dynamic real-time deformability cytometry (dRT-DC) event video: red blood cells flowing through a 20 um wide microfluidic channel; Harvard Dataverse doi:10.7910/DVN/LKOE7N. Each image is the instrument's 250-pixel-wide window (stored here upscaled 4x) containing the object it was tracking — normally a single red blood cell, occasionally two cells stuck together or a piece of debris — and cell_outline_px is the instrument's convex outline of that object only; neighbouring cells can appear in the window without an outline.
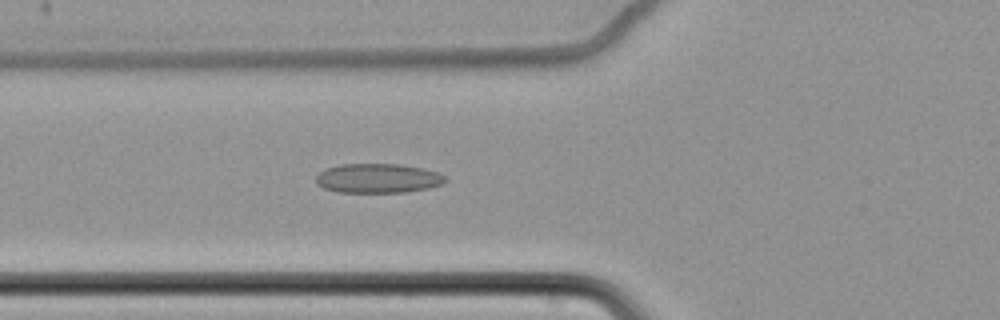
{"species": "common noctule bat (a hibernating species)", "species_latin": "Nyctalus noctula", "temperature_condition": "cold", "stored_images_in_passage": 63, "camera_frame_rate_fps": 3000, "um_per_image_px": 0.085, "animal": {"sex": "female", "body_mass_g": 22.7, "forearm_length_mm": 54.2}, "frame": {"image": 1, "passage_image": 26, "time_ms": 8.333, "image_size_px": [1000, 320], "cell_outline_px": [[448, 180], [444, 184], [428, 188], [404, 192], [336, 192], [324, 188], [316, 184], [316, 176], [320, 172], [328, 168], [340, 164], [400, 164], [420, 168], [436, 172], [444, 176]], "centroid_in_image_um": [32.11, 15.16], "position_along_channel_um": 93.7, "area_um2": 22.08}}
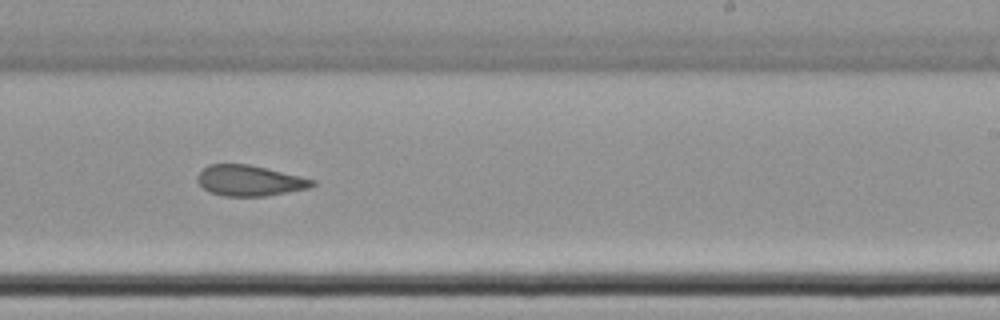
{"frame": {"image": 2, "passage_image": 41, "time_ms": 13.333, "image_size_px": [1000, 320], "cell_outline_px": [[316, 184], [312, 188], [264, 196], [224, 196], [208, 192], [196, 180], [196, 176], [208, 164], [248, 164], [300, 176], [316, 180]], "centroid_in_image_um": [21.22, 15.36], "position_along_channel_um": 267.8, "area_um2": 20.58}}
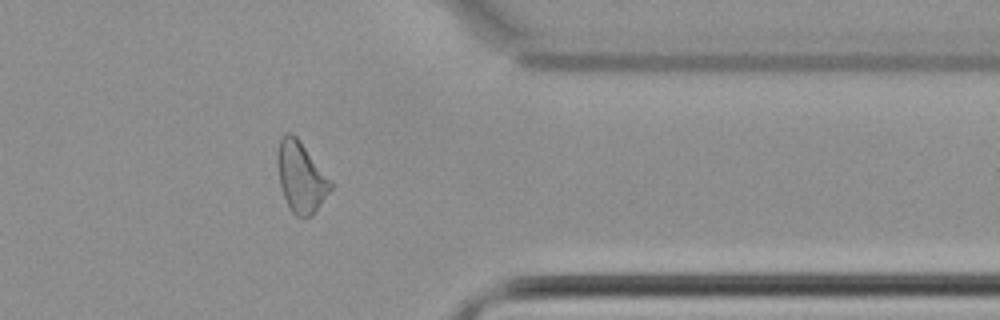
{"frame": {"image": 3, "passage_image": 52, "time_ms": 17.0, "image_size_px": [1000, 320], "cell_outline_px": [[336, 184], [312, 216], [304, 220], [296, 216], [288, 208], [280, 184], [276, 160], [276, 152], [280, 136], [284, 132], [292, 132], [300, 140]], "centroid_in_image_um": [25.6, 15.04], "position_along_channel_um": 385.8, "area_um2": 22.77}, "authors_computed_cell_mechanics": {"area_um2": 22.7732, "velocity_mm_per_s": 3.4837, "shape_relaxation_time_tau1_ms": null, "shape_relaxation_time_tau2_ms": 2.4035, "deformation_change_tau1": null, "deformation_change_tau2": 0.0942}}